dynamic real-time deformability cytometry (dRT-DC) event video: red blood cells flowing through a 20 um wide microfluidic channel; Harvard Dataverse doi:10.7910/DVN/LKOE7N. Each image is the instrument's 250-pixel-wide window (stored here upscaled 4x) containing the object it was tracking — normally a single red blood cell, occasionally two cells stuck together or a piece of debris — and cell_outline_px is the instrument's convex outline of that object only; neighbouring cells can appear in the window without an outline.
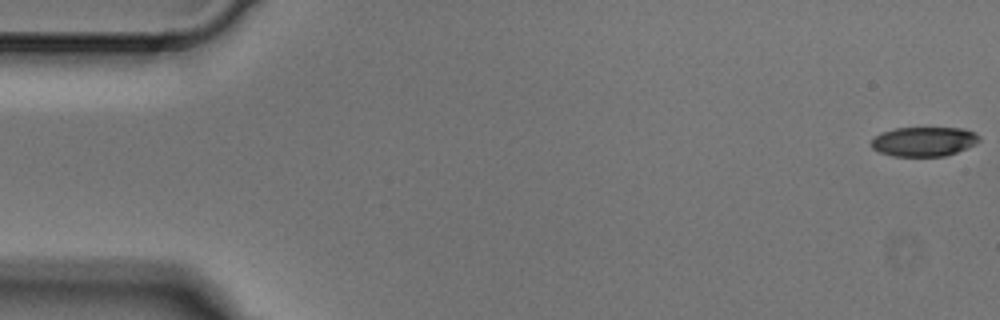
{"species": "Egyptian fruit bat (a non-hibernating species)", "species_latin": "Rousettus aegyptiacus", "temperature_condition": "cold", "stored_images_in_passage": 5, "camera_frame_rate_fps": 3000, "um_per_image_px": 0.085, "animal": {"sex": "male"}, "frame": {"image": 1, "passage_image": 1, "time_ms": 0.0, "image_size_px": [1000, 320], "cell_outline_px": [[980, 140], [976, 144], [956, 152], [944, 156], [892, 156], [880, 152], [872, 148], [872, 140], [880, 132], [896, 128], [964, 128], [976, 132], [980, 136]], "centroid_in_image_um": [78.56, 12.02], "position_along_channel_um": 6.4, "area_um2": 18.55}}